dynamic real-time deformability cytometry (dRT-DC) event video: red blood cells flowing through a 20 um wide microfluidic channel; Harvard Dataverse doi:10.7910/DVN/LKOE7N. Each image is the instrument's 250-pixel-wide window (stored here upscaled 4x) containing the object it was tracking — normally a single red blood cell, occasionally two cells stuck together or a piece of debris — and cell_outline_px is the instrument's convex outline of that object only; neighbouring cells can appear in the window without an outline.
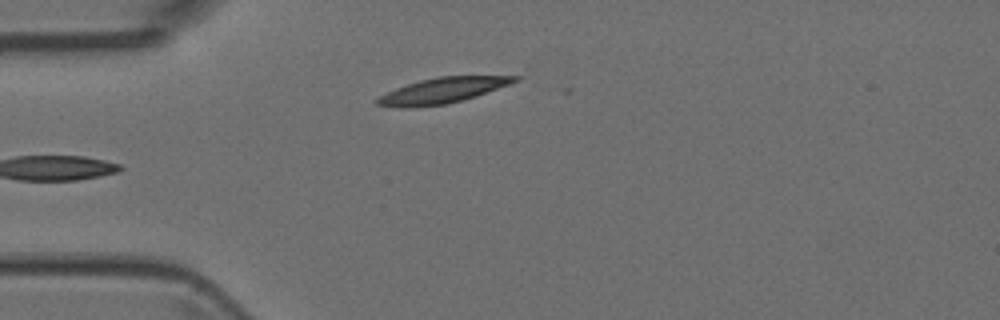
{"species": "Egyptian fruit bat (a non-hibernating species)", "species_latin": "Rousettus aegyptiacus", "temperature_condition": "room temperature", "stored_images_in_passage": 5, "camera_frame_rate_fps": 3000, "um_per_image_px": 0.085, "animal": {"sex": "female"}, "frame": {"image": 1, "passage_image": 5, "time_ms": 1.333, "image_size_px": [1000, 320], "cell_outline_px": [[520, 80], [476, 96], [444, 104], [408, 108], [404, 108], [376, 104], [372, 100], [396, 88], [420, 80], [440, 76], [520, 72]], "centroid_in_image_um": [37.82, 7.62], "position_along_channel_um": 47.2, "area_um2": 21.27}}